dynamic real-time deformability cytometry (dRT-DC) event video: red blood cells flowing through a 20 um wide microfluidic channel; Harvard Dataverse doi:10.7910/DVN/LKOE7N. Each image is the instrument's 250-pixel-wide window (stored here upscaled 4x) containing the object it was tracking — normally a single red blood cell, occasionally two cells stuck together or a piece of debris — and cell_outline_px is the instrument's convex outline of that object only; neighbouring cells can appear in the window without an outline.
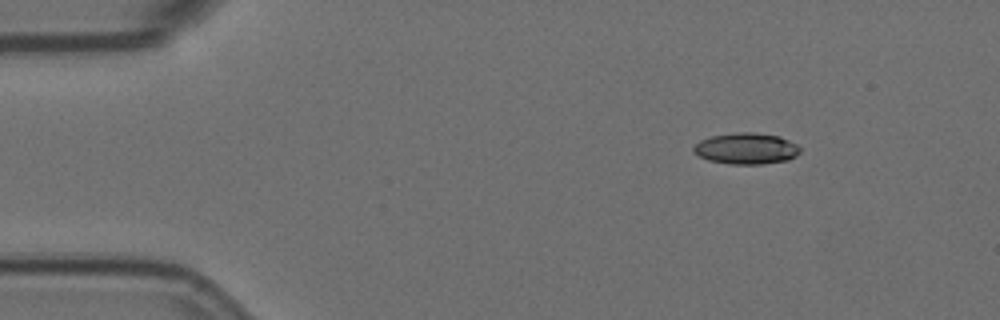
{"species": "Egyptian fruit bat (a non-hibernating species)", "species_latin": "Rousettus aegyptiacus", "temperature_condition": "room temperature", "stored_images_in_passage": 6, "camera_frame_rate_fps": 3000, "um_per_image_px": 0.085, "animal": {"sex": "female"}, "frame": {"image": 1, "passage_image": 1, "time_ms": 0.0, "image_size_px": [1000, 320], "cell_outline_px": [[800, 152], [796, 156], [788, 160], [760, 164], [728, 164], [708, 160], [692, 152], [692, 148], [700, 140], [712, 136], [736, 132], [756, 132], [780, 136], [796, 144], [800, 148]], "centroid_in_image_um": [63.42, 12.62], "position_along_channel_um": 21.6, "area_um2": 19.48}}
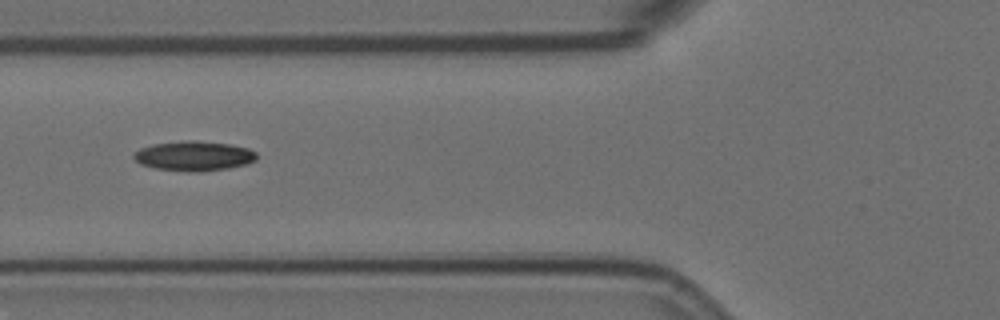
{"frame": {"image": 2, "passage_image": 5, "time_ms": 1.333, "image_size_px": [1000, 320], "cell_outline_px": [[256, 160], [248, 164], [228, 168], [200, 172], [188, 172], [156, 168], [140, 164], [132, 156], [140, 148], [152, 144], [188, 140], [196, 140], [228, 144], [248, 148], [256, 152]], "centroid_in_image_um": [16.49, 13.26], "position_along_channel_um": 109.3, "area_um2": 21.33}}
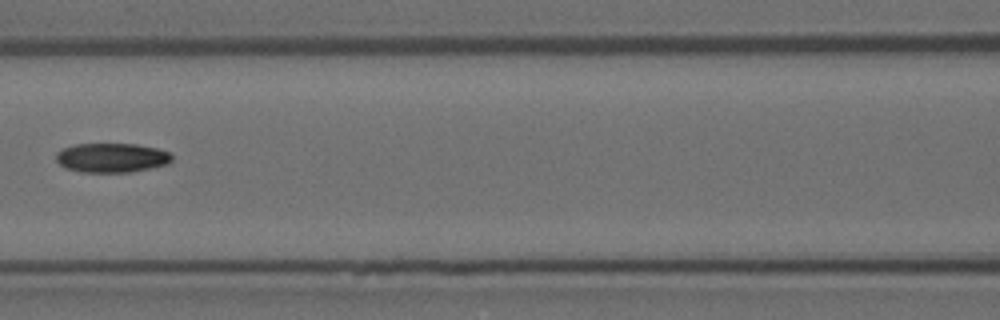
{"frame": {"image": 3, "passage_image": 6, "time_ms": 1.667, "image_size_px": [1000, 320], "cell_outline_px": [[172, 160], [168, 164], [152, 168], [132, 172], [80, 172], [64, 168], [56, 160], [56, 152], [64, 148], [76, 144], [136, 144], [156, 148], [168, 152], [172, 156]], "centroid_in_image_um": [9.49, 13.42], "position_along_channel_um": 157.1, "area_um2": 19.88}}